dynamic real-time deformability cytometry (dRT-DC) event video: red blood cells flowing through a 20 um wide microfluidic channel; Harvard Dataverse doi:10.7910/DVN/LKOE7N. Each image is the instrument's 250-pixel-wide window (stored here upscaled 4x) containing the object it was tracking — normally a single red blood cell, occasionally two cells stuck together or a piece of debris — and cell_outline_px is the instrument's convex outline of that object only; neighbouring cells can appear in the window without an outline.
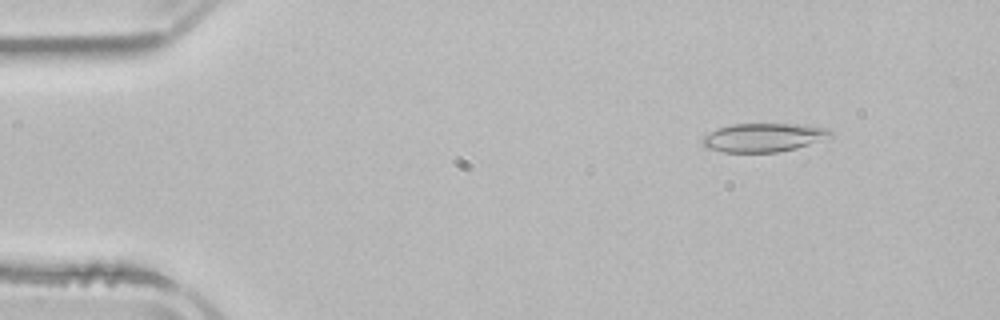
{"species": "common noctule bat (a hibernating species)", "species_latin": "Nyctalus noctula", "temperature_condition": "room temperature", "stored_images_in_passage": 4, "camera_frame_rate_fps": 3000, "um_per_image_px": 0.085, "animal": {"sex": "male", "body_mass_g": 21.5, "forearm_length_mm": 52.0}, "frame": {"image": 1, "passage_image": 2, "time_ms": 1.0, "image_size_px": [1000, 320], "cell_outline_px": [[832, 136], [796, 148], [776, 152], [724, 152], [708, 148], [704, 144], [704, 136], [716, 128], [732, 124], [804, 124], [824, 128], [832, 132]], "centroid_in_image_um": [64.9, 11.68], "position_along_channel_um": 20.1, "area_um2": 21.04}}